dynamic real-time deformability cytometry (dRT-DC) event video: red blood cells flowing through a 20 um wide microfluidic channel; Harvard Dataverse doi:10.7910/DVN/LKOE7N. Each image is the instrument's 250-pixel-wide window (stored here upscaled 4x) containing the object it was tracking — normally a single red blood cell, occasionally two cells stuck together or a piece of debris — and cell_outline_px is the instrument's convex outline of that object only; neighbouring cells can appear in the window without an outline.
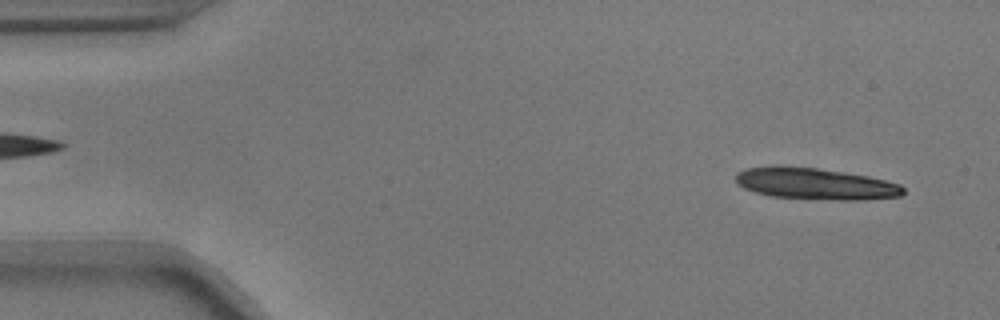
{"species": "common noctule bat (a hibernating species)", "species_latin": "Nyctalus noctula", "temperature_condition": "warm", "stored_images_in_passage": 14, "camera_frame_rate_fps": 3000, "um_per_image_px": 0.085, "animal": {"sex": "male", "body_mass_g": 17.9}, "frame": {"image": 1, "passage_image": 3, "time_ms": 0.667, "image_size_px": [1000, 320], "cell_outline_px": [[904, 192], [900, 196], [864, 200], [840, 200], [772, 196], [756, 192], [744, 188], [736, 180], [736, 172], [744, 168], [776, 164], [780, 164], [816, 168], [844, 172], [868, 176], [900, 184], [904, 188]], "centroid_in_image_um": [69.27, 15.59], "position_along_channel_um": 15.7, "area_um2": 30.92}}